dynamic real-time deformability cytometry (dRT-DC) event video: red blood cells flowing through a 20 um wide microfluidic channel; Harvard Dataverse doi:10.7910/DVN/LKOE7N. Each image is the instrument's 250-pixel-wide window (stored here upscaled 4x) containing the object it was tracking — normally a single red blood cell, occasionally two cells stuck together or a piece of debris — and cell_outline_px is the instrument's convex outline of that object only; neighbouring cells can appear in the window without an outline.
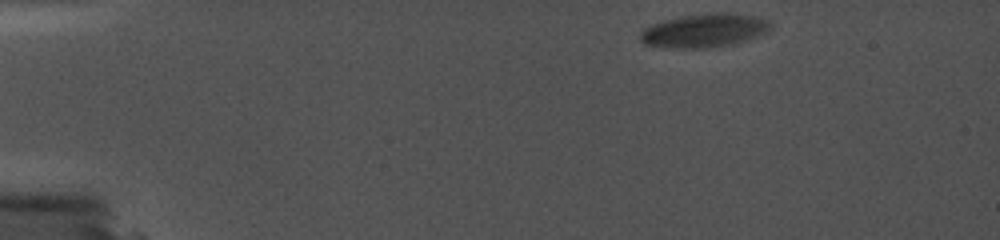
{"species": "common noctule bat (a hibernating species)", "species_latin": "Nyctalus noctula", "temperature_condition": "cold", "stored_images_in_passage": 33, "camera_frame_rate_fps": 5000, "um_per_image_px": 0.085, "animal": {"sex": "female", "body_mass_g": 19.0, "forearm_length_mm": 56.7}, "frame": {"image": 1, "passage_image": 1, "time_ms": 0.0, "image_size_px": [1000, 240], "cell_outline_px": [[772, 28], [756, 36], [736, 44], [704, 48], [672, 48], [644, 44], [640, 40], [640, 32], [644, 28], [652, 24], [664, 20], [684, 16], [712, 12], [728, 12], [752, 16], [772, 20]], "centroid_in_image_um": [59.88, 2.59], "position_along_channel_um": 25.1, "area_um2": 25.61}}
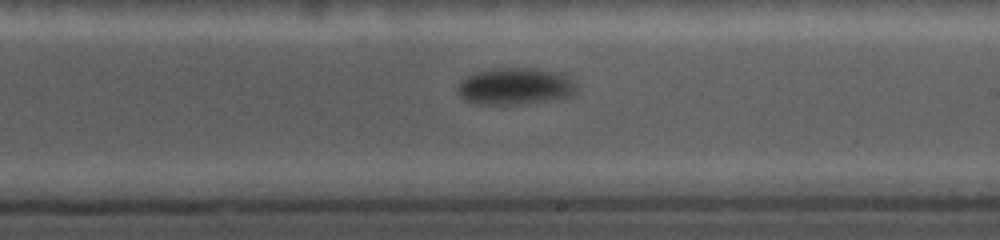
{"frame": {"image": 2, "passage_image": 18, "time_ms": 9.0, "image_size_px": [1000, 240], "cell_outline_px": [[576, 92], [572, 96], [548, 100], [516, 104], [472, 104], [464, 100], [456, 92], [456, 88], [464, 76], [472, 72], [488, 68], [536, 68], [568, 76], [576, 84]], "centroid_in_image_um": [43.7, 7.33], "position_along_channel_um": 245.3, "area_um2": 25.84}}
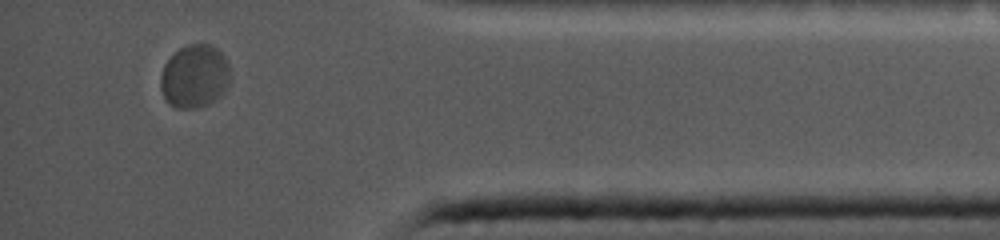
{"frame": {"image": 3, "passage_image": 29, "time_ms": 14.2, "image_size_px": [1000, 240], "cell_outline_px": [[232, 76], [228, 88], [220, 96], [208, 104], [196, 108], [176, 108], [164, 96], [160, 88], [160, 76], [164, 64], [180, 48], [188, 44], [212, 44], [224, 56], [228, 64]], "centroid_in_image_um": [16.58, 6.48], "position_along_channel_um": 418.6, "area_um2": 25.78}}